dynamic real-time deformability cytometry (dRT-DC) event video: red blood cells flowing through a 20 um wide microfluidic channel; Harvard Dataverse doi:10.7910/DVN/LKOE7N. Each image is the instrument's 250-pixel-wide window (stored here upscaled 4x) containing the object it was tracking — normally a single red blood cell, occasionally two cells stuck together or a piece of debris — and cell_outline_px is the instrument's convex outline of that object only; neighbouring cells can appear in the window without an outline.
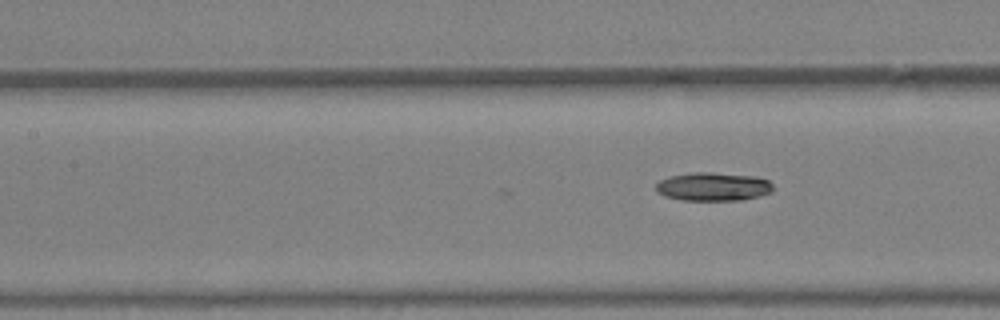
{"species": "Egyptian fruit bat (a non-hibernating species)", "species_latin": "Rousettus aegyptiacus", "temperature_condition": "warm", "stored_images_in_passage": 6, "camera_frame_rate_fps": 3000, "um_per_image_px": 0.085, "animal": {"sex": "female"}, "frame": {"image": 1, "passage_image": 6, "time_ms": 1.667, "image_size_px": [1000, 320], "cell_outline_px": [[772, 192], [760, 196], [744, 200], [680, 200], [664, 196], [656, 192], [656, 184], [660, 180], [668, 176], [692, 172], [712, 172], [756, 176], [768, 180], [772, 184]], "centroid_in_image_um": [60.61, 15.86], "position_along_channel_um": 146.8, "area_um2": 19.71}}